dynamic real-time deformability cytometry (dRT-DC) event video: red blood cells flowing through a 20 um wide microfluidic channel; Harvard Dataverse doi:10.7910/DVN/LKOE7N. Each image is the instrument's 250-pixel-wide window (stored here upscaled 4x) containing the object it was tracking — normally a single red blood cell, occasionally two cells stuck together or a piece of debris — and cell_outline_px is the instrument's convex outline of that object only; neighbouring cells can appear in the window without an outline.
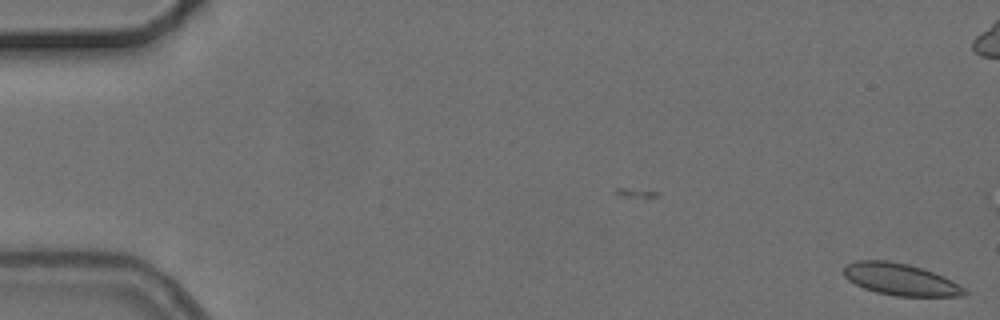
{"species": "common noctule bat (a hibernating species)", "species_latin": "Nyctalus noctula", "temperature_condition": "cold", "stored_images_in_passage": 5, "camera_frame_rate_fps": 3000, "um_per_image_px": 0.085, "animal": {"sex": "female", "body_mass_g": 24.6, "forearm_length_mm": 56.2}, "frame": {"image": 1, "passage_image": 1, "time_ms": 0.0, "image_size_px": [1000, 320], "cell_outline_px": [[968, 292], [964, 296], [896, 296], [876, 292], [864, 288], [848, 280], [844, 276], [844, 268], [848, 264], [856, 260], [888, 260], [908, 264], [944, 276], [952, 280], [964, 288]], "centroid_in_image_um": [76.54, 23.75], "position_along_channel_um": 8.5, "area_um2": 22.31}}